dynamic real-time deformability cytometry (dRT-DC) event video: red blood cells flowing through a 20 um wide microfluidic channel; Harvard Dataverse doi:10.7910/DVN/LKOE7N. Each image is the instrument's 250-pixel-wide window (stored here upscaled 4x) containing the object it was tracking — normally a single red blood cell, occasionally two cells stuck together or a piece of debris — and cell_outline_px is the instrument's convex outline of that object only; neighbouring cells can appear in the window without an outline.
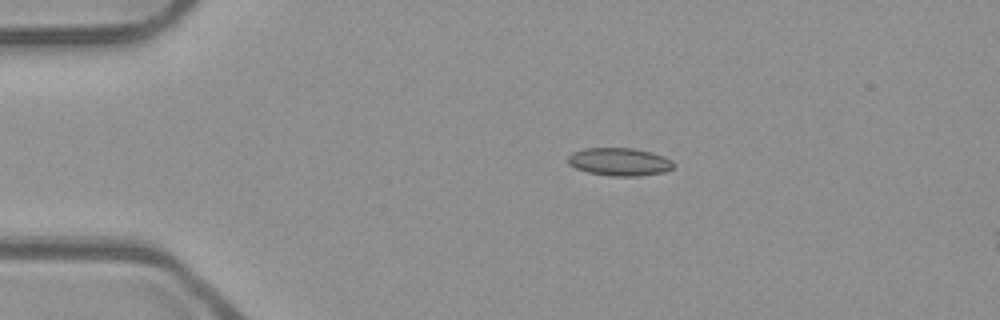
{"species": "common noctule bat (a hibernating species)", "species_latin": "Nyctalus noctula", "temperature_condition": "room temperature", "stored_images_in_passage": 16, "camera_frame_rate_fps": 3000, "um_per_image_px": 0.085, "animal": {"sex": "male", "body_mass_g": 23.1, "forearm_length_mm": 52.7}, "frame": {"image": 1, "passage_image": 10, "time_ms": 3.0, "image_size_px": [1000, 320], "cell_outline_px": [[672, 168], [664, 172], [636, 176], [608, 176], [588, 172], [576, 168], [568, 164], [568, 156], [572, 152], [584, 148], [632, 148], [652, 152], [664, 156], [672, 160]], "centroid_in_image_um": [52.63, 13.75], "position_along_channel_um": 32.4, "area_um2": 17.17}}